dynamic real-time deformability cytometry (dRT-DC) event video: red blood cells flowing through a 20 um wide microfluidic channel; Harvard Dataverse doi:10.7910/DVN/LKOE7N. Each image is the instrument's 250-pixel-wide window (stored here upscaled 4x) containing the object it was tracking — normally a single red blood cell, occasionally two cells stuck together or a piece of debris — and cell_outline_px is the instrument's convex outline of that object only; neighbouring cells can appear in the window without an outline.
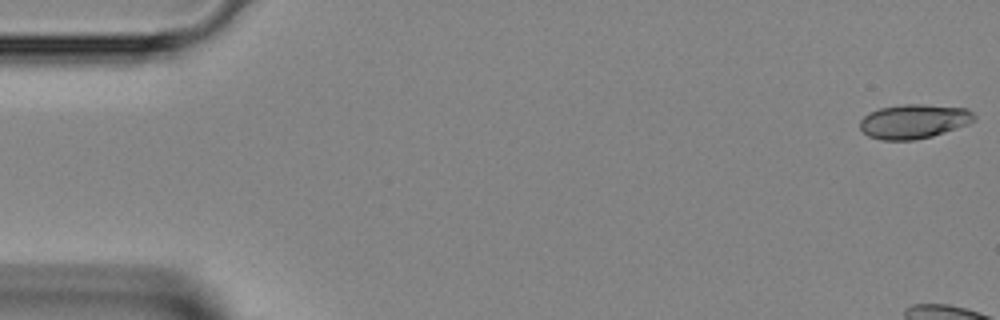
{"species": "Egyptian fruit bat (a non-hibernating species)", "species_latin": "Rousettus aegyptiacus", "temperature_condition": "room temperature", "stored_images_in_passage": 11, "camera_frame_rate_fps": 3000, "um_per_image_px": 0.085, "animal": {"sex": "female"}, "frame": {"image": 1, "passage_image": 1, "time_ms": 0.0, "image_size_px": [1000, 320], "cell_outline_px": [[976, 120], [968, 124], [932, 136], [912, 140], [880, 140], [868, 136], [860, 128], [860, 120], [868, 112], [880, 108], [904, 104], [924, 104], [968, 108], [976, 116]], "centroid_in_image_um": [77.68, 10.31], "position_along_channel_um": 7.3, "area_um2": 22.95}}